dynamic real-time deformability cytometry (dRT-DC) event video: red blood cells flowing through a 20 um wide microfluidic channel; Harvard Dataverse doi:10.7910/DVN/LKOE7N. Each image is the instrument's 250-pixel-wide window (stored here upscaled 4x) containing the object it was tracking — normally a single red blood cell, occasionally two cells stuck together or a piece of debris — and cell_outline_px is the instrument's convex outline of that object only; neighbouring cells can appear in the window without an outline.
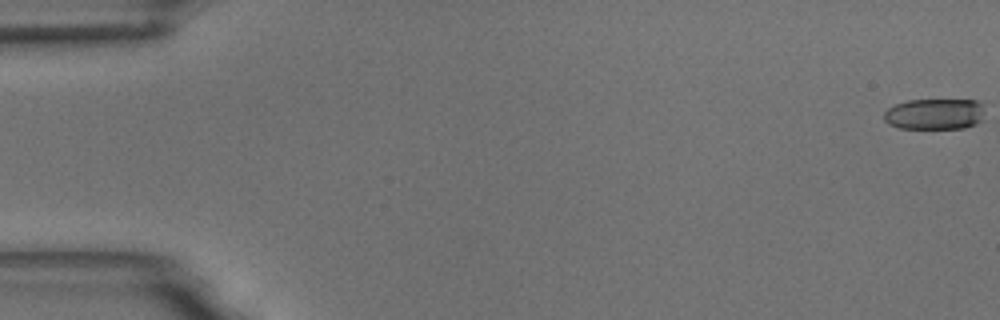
{"species": "common noctule bat (a hibernating species)", "species_latin": "Nyctalus noctula", "temperature_condition": "room temperature", "stored_images_in_passage": 35, "camera_frame_rate_fps": 3000, "um_per_image_px": 0.085, "animal": {"sex": "male", "body_mass_g": 18.8}, "frame": {"image": 1, "passage_image": 1, "time_ms": 0.0, "image_size_px": [1000, 320], "cell_outline_px": [[980, 120], [976, 124], [964, 128], [900, 128], [888, 124], [884, 120], [884, 112], [888, 108], [896, 104], [908, 100], [976, 100], [980, 104]], "centroid_in_image_um": [79.36, 9.7], "position_along_channel_um": 5.6, "area_um2": 17.86}}
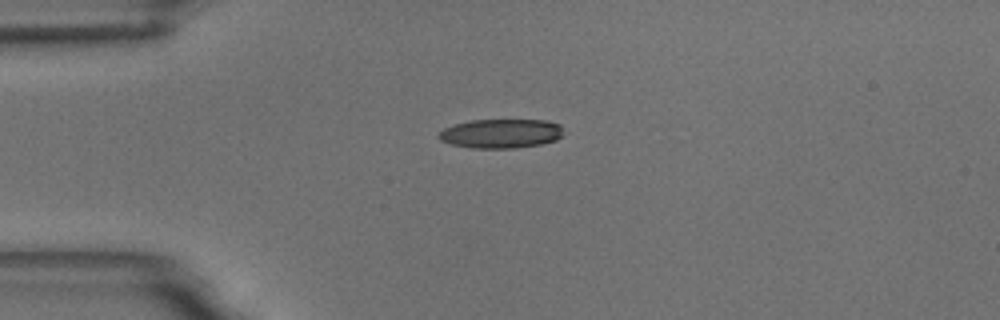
{"frame": {"image": 2, "passage_image": 15, "time_ms": 4.667, "image_size_px": [1000, 320], "cell_outline_px": [[560, 136], [556, 140], [540, 144], [516, 148], [472, 148], [452, 144], [440, 140], [436, 136], [436, 132], [444, 128], [456, 124], [472, 120], [548, 120], [560, 124]], "centroid_in_image_um": [42.53, 11.35], "position_along_channel_um": 42.5, "area_um2": 21.15}}
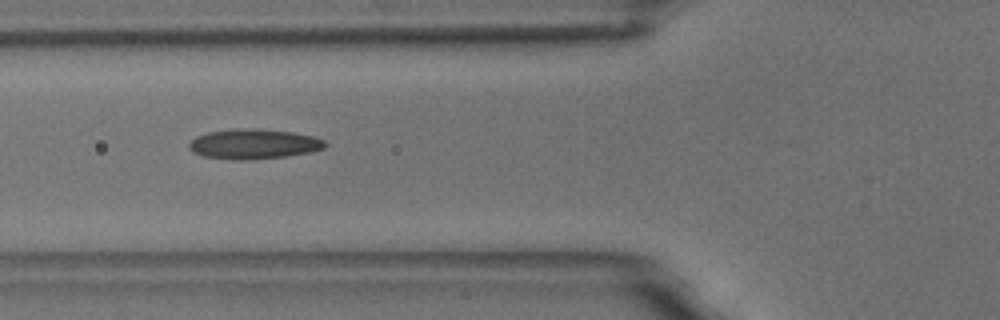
{"frame": {"image": 3, "passage_image": 22, "time_ms": 7.0, "image_size_px": [1000, 320], "cell_outline_px": [[328, 144], [324, 148], [312, 152], [284, 156], [252, 160], [232, 160], [204, 156], [192, 152], [188, 148], [188, 144], [196, 136], [208, 132], [232, 128], [256, 128], [292, 132], [312, 136], [324, 140]], "centroid_in_image_um": [21.55, 12.24], "position_along_channel_um": 104.3, "area_um2": 23.99}}